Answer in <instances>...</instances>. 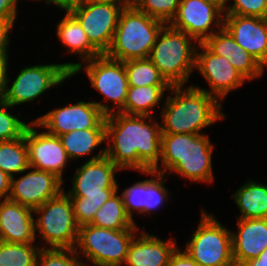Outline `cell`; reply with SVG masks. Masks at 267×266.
Returning a JSON list of instances; mask_svg holds the SVG:
<instances>
[{
  "label": "cell",
  "instance_id": "28",
  "mask_svg": "<svg viewBox=\"0 0 267 266\" xmlns=\"http://www.w3.org/2000/svg\"><path fill=\"white\" fill-rule=\"evenodd\" d=\"M25 137L0 142V170L11 178L30 170Z\"/></svg>",
  "mask_w": 267,
  "mask_h": 266
},
{
  "label": "cell",
  "instance_id": "21",
  "mask_svg": "<svg viewBox=\"0 0 267 266\" xmlns=\"http://www.w3.org/2000/svg\"><path fill=\"white\" fill-rule=\"evenodd\" d=\"M238 219V235L231 233L235 266L257 258L267 248V218Z\"/></svg>",
  "mask_w": 267,
  "mask_h": 266
},
{
  "label": "cell",
  "instance_id": "33",
  "mask_svg": "<svg viewBox=\"0 0 267 266\" xmlns=\"http://www.w3.org/2000/svg\"><path fill=\"white\" fill-rule=\"evenodd\" d=\"M180 0H139L134 6L141 12L169 24L175 17Z\"/></svg>",
  "mask_w": 267,
  "mask_h": 266
},
{
  "label": "cell",
  "instance_id": "13",
  "mask_svg": "<svg viewBox=\"0 0 267 266\" xmlns=\"http://www.w3.org/2000/svg\"><path fill=\"white\" fill-rule=\"evenodd\" d=\"M223 13V6L214 0H180L169 25L195 39L197 44L203 43L215 33L212 25L218 30L223 27Z\"/></svg>",
  "mask_w": 267,
  "mask_h": 266
},
{
  "label": "cell",
  "instance_id": "43",
  "mask_svg": "<svg viewBox=\"0 0 267 266\" xmlns=\"http://www.w3.org/2000/svg\"><path fill=\"white\" fill-rule=\"evenodd\" d=\"M241 266H267V248L257 258L251 259Z\"/></svg>",
  "mask_w": 267,
  "mask_h": 266
},
{
  "label": "cell",
  "instance_id": "22",
  "mask_svg": "<svg viewBox=\"0 0 267 266\" xmlns=\"http://www.w3.org/2000/svg\"><path fill=\"white\" fill-rule=\"evenodd\" d=\"M140 235L130 243L125 265L127 266H168L171 254L177 248L173 239L157 238L141 229Z\"/></svg>",
  "mask_w": 267,
  "mask_h": 266
},
{
  "label": "cell",
  "instance_id": "36",
  "mask_svg": "<svg viewBox=\"0 0 267 266\" xmlns=\"http://www.w3.org/2000/svg\"><path fill=\"white\" fill-rule=\"evenodd\" d=\"M127 215L134 221L133 212L144 214V181L133 183L121 193Z\"/></svg>",
  "mask_w": 267,
  "mask_h": 266
},
{
  "label": "cell",
  "instance_id": "32",
  "mask_svg": "<svg viewBox=\"0 0 267 266\" xmlns=\"http://www.w3.org/2000/svg\"><path fill=\"white\" fill-rule=\"evenodd\" d=\"M78 253L74 248H41L36 266H86Z\"/></svg>",
  "mask_w": 267,
  "mask_h": 266
},
{
  "label": "cell",
  "instance_id": "9",
  "mask_svg": "<svg viewBox=\"0 0 267 266\" xmlns=\"http://www.w3.org/2000/svg\"><path fill=\"white\" fill-rule=\"evenodd\" d=\"M197 230L185 251L200 266H235L232 256V232L215 219L201 212Z\"/></svg>",
  "mask_w": 267,
  "mask_h": 266
},
{
  "label": "cell",
  "instance_id": "25",
  "mask_svg": "<svg viewBox=\"0 0 267 266\" xmlns=\"http://www.w3.org/2000/svg\"><path fill=\"white\" fill-rule=\"evenodd\" d=\"M232 196L241 212L239 218H267V184L249 180Z\"/></svg>",
  "mask_w": 267,
  "mask_h": 266
},
{
  "label": "cell",
  "instance_id": "10",
  "mask_svg": "<svg viewBox=\"0 0 267 266\" xmlns=\"http://www.w3.org/2000/svg\"><path fill=\"white\" fill-rule=\"evenodd\" d=\"M113 108L101 102L79 101L62 108L54 109L34 121L46 132L60 136L73 130L106 128L105 117L114 113Z\"/></svg>",
  "mask_w": 267,
  "mask_h": 266
},
{
  "label": "cell",
  "instance_id": "47",
  "mask_svg": "<svg viewBox=\"0 0 267 266\" xmlns=\"http://www.w3.org/2000/svg\"><path fill=\"white\" fill-rule=\"evenodd\" d=\"M15 1V3H16V7H17V3H18V0H14ZM46 1V3H47V0H45Z\"/></svg>",
  "mask_w": 267,
  "mask_h": 266
},
{
  "label": "cell",
  "instance_id": "6",
  "mask_svg": "<svg viewBox=\"0 0 267 266\" xmlns=\"http://www.w3.org/2000/svg\"><path fill=\"white\" fill-rule=\"evenodd\" d=\"M197 42L183 31L165 24L157 35L149 59L172 85H184L195 69Z\"/></svg>",
  "mask_w": 267,
  "mask_h": 266
},
{
  "label": "cell",
  "instance_id": "40",
  "mask_svg": "<svg viewBox=\"0 0 267 266\" xmlns=\"http://www.w3.org/2000/svg\"><path fill=\"white\" fill-rule=\"evenodd\" d=\"M8 71V57H0V100L4 98Z\"/></svg>",
  "mask_w": 267,
  "mask_h": 266
},
{
  "label": "cell",
  "instance_id": "18",
  "mask_svg": "<svg viewBox=\"0 0 267 266\" xmlns=\"http://www.w3.org/2000/svg\"><path fill=\"white\" fill-rule=\"evenodd\" d=\"M236 43L267 66V18L224 14V25Z\"/></svg>",
  "mask_w": 267,
  "mask_h": 266
},
{
  "label": "cell",
  "instance_id": "12",
  "mask_svg": "<svg viewBox=\"0 0 267 266\" xmlns=\"http://www.w3.org/2000/svg\"><path fill=\"white\" fill-rule=\"evenodd\" d=\"M130 5L81 0L70 12L81 24L90 43L101 53L110 49L121 11Z\"/></svg>",
  "mask_w": 267,
  "mask_h": 266
},
{
  "label": "cell",
  "instance_id": "26",
  "mask_svg": "<svg viewBox=\"0 0 267 266\" xmlns=\"http://www.w3.org/2000/svg\"><path fill=\"white\" fill-rule=\"evenodd\" d=\"M59 138L69 159H79V157L91 154L97 146L104 143L106 128L73 130L60 135Z\"/></svg>",
  "mask_w": 267,
  "mask_h": 266
},
{
  "label": "cell",
  "instance_id": "8",
  "mask_svg": "<svg viewBox=\"0 0 267 266\" xmlns=\"http://www.w3.org/2000/svg\"><path fill=\"white\" fill-rule=\"evenodd\" d=\"M36 230L49 248H75L79 226L69 195L62 190L57 196L33 210ZM40 214V215H39Z\"/></svg>",
  "mask_w": 267,
  "mask_h": 266
},
{
  "label": "cell",
  "instance_id": "19",
  "mask_svg": "<svg viewBox=\"0 0 267 266\" xmlns=\"http://www.w3.org/2000/svg\"><path fill=\"white\" fill-rule=\"evenodd\" d=\"M33 210L10 199L0 201V241L34 243Z\"/></svg>",
  "mask_w": 267,
  "mask_h": 266
},
{
  "label": "cell",
  "instance_id": "41",
  "mask_svg": "<svg viewBox=\"0 0 267 266\" xmlns=\"http://www.w3.org/2000/svg\"><path fill=\"white\" fill-rule=\"evenodd\" d=\"M11 177L0 170V201L2 197L8 199L11 188Z\"/></svg>",
  "mask_w": 267,
  "mask_h": 266
},
{
  "label": "cell",
  "instance_id": "3",
  "mask_svg": "<svg viewBox=\"0 0 267 266\" xmlns=\"http://www.w3.org/2000/svg\"><path fill=\"white\" fill-rule=\"evenodd\" d=\"M119 170L106 156V148L76 169L67 194L79 227L91 224L98 209L118 191L115 174Z\"/></svg>",
  "mask_w": 267,
  "mask_h": 266
},
{
  "label": "cell",
  "instance_id": "34",
  "mask_svg": "<svg viewBox=\"0 0 267 266\" xmlns=\"http://www.w3.org/2000/svg\"><path fill=\"white\" fill-rule=\"evenodd\" d=\"M11 107L3 99L0 100V142L23 137L29 125L9 113L8 109Z\"/></svg>",
  "mask_w": 267,
  "mask_h": 266
},
{
  "label": "cell",
  "instance_id": "2",
  "mask_svg": "<svg viewBox=\"0 0 267 266\" xmlns=\"http://www.w3.org/2000/svg\"><path fill=\"white\" fill-rule=\"evenodd\" d=\"M184 88L182 89V87ZM161 109L162 134H204L200 131L223 120L222 104L194 85H174Z\"/></svg>",
  "mask_w": 267,
  "mask_h": 266
},
{
  "label": "cell",
  "instance_id": "31",
  "mask_svg": "<svg viewBox=\"0 0 267 266\" xmlns=\"http://www.w3.org/2000/svg\"><path fill=\"white\" fill-rule=\"evenodd\" d=\"M141 173L151 175V177L155 176L152 179L144 180V214L148 215L168 199L169 193L163 185L165 183L164 173L155 170L141 171Z\"/></svg>",
  "mask_w": 267,
  "mask_h": 266
},
{
  "label": "cell",
  "instance_id": "37",
  "mask_svg": "<svg viewBox=\"0 0 267 266\" xmlns=\"http://www.w3.org/2000/svg\"><path fill=\"white\" fill-rule=\"evenodd\" d=\"M15 21L0 20V57H9L7 54L10 43V29L13 28Z\"/></svg>",
  "mask_w": 267,
  "mask_h": 266
},
{
  "label": "cell",
  "instance_id": "15",
  "mask_svg": "<svg viewBox=\"0 0 267 266\" xmlns=\"http://www.w3.org/2000/svg\"><path fill=\"white\" fill-rule=\"evenodd\" d=\"M198 46L195 68L203 75L211 90L195 87L206 91L221 103L230 91L240 88L247 79L227 58L214 54L203 43H198Z\"/></svg>",
  "mask_w": 267,
  "mask_h": 266
},
{
  "label": "cell",
  "instance_id": "27",
  "mask_svg": "<svg viewBox=\"0 0 267 266\" xmlns=\"http://www.w3.org/2000/svg\"><path fill=\"white\" fill-rule=\"evenodd\" d=\"M116 191L95 213L92 225L113 229H138L135 222L127 215L122 196Z\"/></svg>",
  "mask_w": 267,
  "mask_h": 266
},
{
  "label": "cell",
  "instance_id": "1",
  "mask_svg": "<svg viewBox=\"0 0 267 266\" xmlns=\"http://www.w3.org/2000/svg\"><path fill=\"white\" fill-rule=\"evenodd\" d=\"M153 117L120 112L105 117L106 156L120 169L141 172L159 168L162 130Z\"/></svg>",
  "mask_w": 267,
  "mask_h": 266
},
{
  "label": "cell",
  "instance_id": "42",
  "mask_svg": "<svg viewBox=\"0 0 267 266\" xmlns=\"http://www.w3.org/2000/svg\"><path fill=\"white\" fill-rule=\"evenodd\" d=\"M81 0H47V4H54L66 12H71Z\"/></svg>",
  "mask_w": 267,
  "mask_h": 266
},
{
  "label": "cell",
  "instance_id": "4",
  "mask_svg": "<svg viewBox=\"0 0 267 266\" xmlns=\"http://www.w3.org/2000/svg\"><path fill=\"white\" fill-rule=\"evenodd\" d=\"M209 137L205 134H162V168H154L159 173L181 175L191 181L210 183L212 172V151Z\"/></svg>",
  "mask_w": 267,
  "mask_h": 266
},
{
  "label": "cell",
  "instance_id": "11",
  "mask_svg": "<svg viewBox=\"0 0 267 266\" xmlns=\"http://www.w3.org/2000/svg\"><path fill=\"white\" fill-rule=\"evenodd\" d=\"M71 73L62 64H43L25 67L20 70L16 79L9 87L7 84L3 100L12 106L35 101L53 86L62 85Z\"/></svg>",
  "mask_w": 267,
  "mask_h": 266
},
{
  "label": "cell",
  "instance_id": "30",
  "mask_svg": "<svg viewBox=\"0 0 267 266\" xmlns=\"http://www.w3.org/2000/svg\"><path fill=\"white\" fill-rule=\"evenodd\" d=\"M33 243H9L0 241V266H36L41 248Z\"/></svg>",
  "mask_w": 267,
  "mask_h": 266
},
{
  "label": "cell",
  "instance_id": "35",
  "mask_svg": "<svg viewBox=\"0 0 267 266\" xmlns=\"http://www.w3.org/2000/svg\"><path fill=\"white\" fill-rule=\"evenodd\" d=\"M230 1V0H228ZM234 4L225 5L224 14H235L267 18V0H233Z\"/></svg>",
  "mask_w": 267,
  "mask_h": 266
},
{
  "label": "cell",
  "instance_id": "20",
  "mask_svg": "<svg viewBox=\"0 0 267 266\" xmlns=\"http://www.w3.org/2000/svg\"><path fill=\"white\" fill-rule=\"evenodd\" d=\"M203 44L214 54L227 58L247 80L260 77L265 70L255 57L236 43L224 26L215 31Z\"/></svg>",
  "mask_w": 267,
  "mask_h": 266
},
{
  "label": "cell",
  "instance_id": "24",
  "mask_svg": "<svg viewBox=\"0 0 267 266\" xmlns=\"http://www.w3.org/2000/svg\"><path fill=\"white\" fill-rule=\"evenodd\" d=\"M172 85L129 86L124 108L120 113L127 115L153 116L154 107L159 105L164 91Z\"/></svg>",
  "mask_w": 267,
  "mask_h": 266
},
{
  "label": "cell",
  "instance_id": "17",
  "mask_svg": "<svg viewBox=\"0 0 267 266\" xmlns=\"http://www.w3.org/2000/svg\"><path fill=\"white\" fill-rule=\"evenodd\" d=\"M31 169L20 178L12 177L8 199L34 210L57 196L64 187L54 173Z\"/></svg>",
  "mask_w": 267,
  "mask_h": 266
},
{
  "label": "cell",
  "instance_id": "39",
  "mask_svg": "<svg viewBox=\"0 0 267 266\" xmlns=\"http://www.w3.org/2000/svg\"><path fill=\"white\" fill-rule=\"evenodd\" d=\"M17 12L14 0H0V20L15 21Z\"/></svg>",
  "mask_w": 267,
  "mask_h": 266
},
{
  "label": "cell",
  "instance_id": "14",
  "mask_svg": "<svg viewBox=\"0 0 267 266\" xmlns=\"http://www.w3.org/2000/svg\"><path fill=\"white\" fill-rule=\"evenodd\" d=\"M85 64L91 86L104 96V101L111 100L116 105L115 112H120L124 108L129 88L124 62L101 54Z\"/></svg>",
  "mask_w": 267,
  "mask_h": 266
},
{
  "label": "cell",
  "instance_id": "38",
  "mask_svg": "<svg viewBox=\"0 0 267 266\" xmlns=\"http://www.w3.org/2000/svg\"><path fill=\"white\" fill-rule=\"evenodd\" d=\"M168 266H200V265H198L185 250L181 252L179 248H176L175 251L170 256Z\"/></svg>",
  "mask_w": 267,
  "mask_h": 266
},
{
  "label": "cell",
  "instance_id": "46",
  "mask_svg": "<svg viewBox=\"0 0 267 266\" xmlns=\"http://www.w3.org/2000/svg\"><path fill=\"white\" fill-rule=\"evenodd\" d=\"M139 0H128L130 6H134Z\"/></svg>",
  "mask_w": 267,
  "mask_h": 266
},
{
  "label": "cell",
  "instance_id": "7",
  "mask_svg": "<svg viewBox=\"0 0 267 266\" xmlns=\"http://www.w3.org/2000/svg\"><path fill=\"white\" fill-rule=\"evenodd\" d=\"M137 229L113 230L87 224L79 227L74 249L94 266H123Z\"/></svg>",
  "mask_w": 267,
  "mask_h": 266
},
{
  "label": "cell",
  "instance_id": "44",
  "mask_svg": "<svg viewBox=\"0 0 267 266\" xmlns=\"http://www.w3.org/2000/svg\"><path fill=\"white\" fill-rule=\"evenodd\" d=\"M88 1L113 3V4H119V5H129L128 0H88Z\"/></svg>",
  "mask_w": 267,
  "mask_h": 266
},
{
  "label": "cell",
  "instance_id": "45",
  "mask_svg": "<svg viewBox=\"0 0 267 266\" xmlns=\"http://www.w3.org/2000/svg\"><path fill=\"white\" fill-rule=\"evenodd\" d=\"M214 1L218 2L221 6L224 7L227 4L228 0H214Z\"/></svg>",
  "mask_w": 267,
  "mask_h": 266
},
{
  "label": "cell",
  "instance_id": "23",
  "mask_svg": "<svg viewBox=\"0 0 267 266\" xmlns=\"http://www.w3.org/2000/svg\"><path fill=\"white\" fill-rule=\"evenodd\" d=\"M57 36L62 44L69 48L67 52L75 53L83 60L78 63H65L64 67L72 75H76L84 67L83 62L91 60L101 53L90 43L87 34L83 30L78 20L70 13L66 12L63 19L57 25ZM83 64V66H82Z\"/></svg>",
  "mask_w": 267,
  "mask_h": 266
},
{
  "label": "cell",
  "instance_id": "16",
  "mask_svg": "<svg viewBox=\"0 0 267 266\" xmlns=\"http://www.w3.org/2000/svg\"><path fill=\"white\" fill-rule=\"evenodd\" d=\"M37 127L32 120L24 133L30 168L54 173L63 181V170L70 160L62 142L59 136L38 132Z\"/></svg>",
  "mask_w": 267,
  "mask_h": 266
},
{
  "label": "cell",
  "instance_id": "29",
  "mask_svg": "<svg viewBox=\"0 0 267 266\" xmlns=\"http://www.w3.org/2000/svg\"><path fill=\"white\" fill-rule=\"evenodd\" d=\"M129 86L171 85L149 58L124 62Z\"/></svg>",
  "mask_w": 267,
  "mask_h": 266
},
{
  "label": "cell",
  "instance_id": "5",
  "mask_svg": "<svg viewBox=\"0 0 267 266\" xmlns=\"http://www.w3.org/2000/svg\"><path fill=\"white\" fill-rule=\"evenodd\" d=\"M165 23L139 11L135 6L125 7L110 49L106 55L123 62L149 58L156 38Z\"/></svg>",
  "mask_w": 267,
  "mask_h": 266
}]
</instances>
